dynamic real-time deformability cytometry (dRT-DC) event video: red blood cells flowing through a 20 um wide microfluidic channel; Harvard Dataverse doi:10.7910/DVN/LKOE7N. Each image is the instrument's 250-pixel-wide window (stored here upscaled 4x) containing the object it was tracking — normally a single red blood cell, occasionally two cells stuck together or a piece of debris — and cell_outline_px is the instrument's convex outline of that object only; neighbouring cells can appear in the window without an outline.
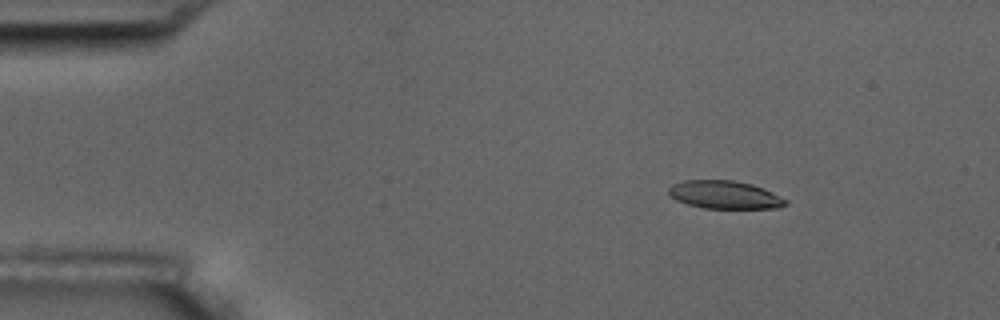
{"species": "common noctule bat (a hibernating species)", "species_latin": "Nyctalus noctula", "temperature_condition": "room temperature", "stored_images_in_passage": 5, "camera_frame_rate_fps": 3000, "um_per_image_px": 0.085, "animal": {"sex": "male", "body_mass_g": 17.5, "forearm_length_mm": 52.3}, "frame": {"image": 1, "passage_image": 3, "time_ms": 2.333, "image_size_px": [1000, 320], "cell_outline_px": [[788, 204], [780, 208], [704, 208], [688, 204], [676, 200], [668, 196], [668, 188], [672, 184], [684, 180], [732, 180], [752, 184], [764, 188], [788, 200]], "centroid_in_image_um": [61.6, 16.55], "position_along_channel_um": 23.4, "area_um2": 19.25}}
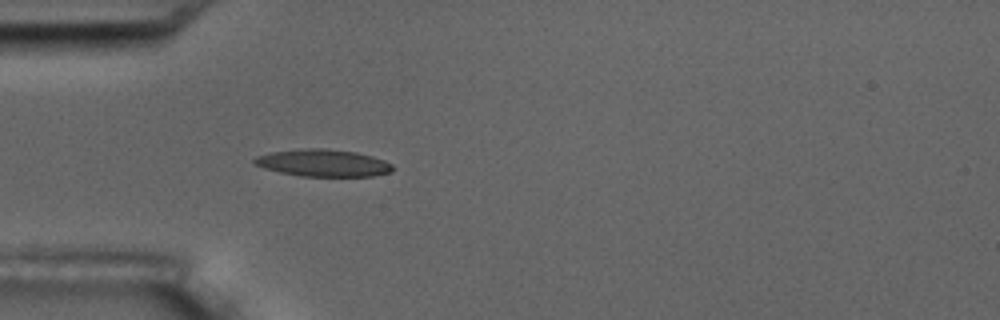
{"frame": {"image": 2, "passage_image": 5, "time_ms": 5.333, "image_size_px": [1000, 320], "cell_outline_px": [[392, 172], [372, 176], [300, 176], [280, 172], [264, 168], [252, 164], [252, 160], [256, 156], [272, 152], [312, 148], [320, 148], [356, 152], [372, 156], [384, 160], [392, 164]], "centroid_in_image_um": [27.45, 13.86], "position_along_channel_um": 57.5, "area_um2": 21.73}}